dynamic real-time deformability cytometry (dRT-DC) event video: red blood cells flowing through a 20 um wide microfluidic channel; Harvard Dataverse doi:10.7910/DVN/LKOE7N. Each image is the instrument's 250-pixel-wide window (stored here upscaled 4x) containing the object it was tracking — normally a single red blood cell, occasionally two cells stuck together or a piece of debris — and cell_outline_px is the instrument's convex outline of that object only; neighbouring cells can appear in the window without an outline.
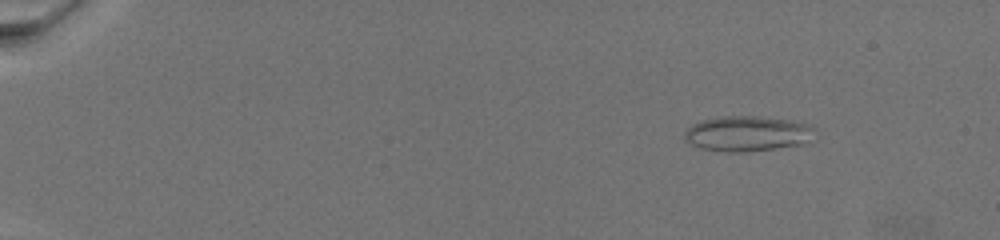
{"species": "common noctule bat (a hibernating species)", "species_latin": "Nyctalus noctula", "temperature_condition": "warm", "stored_images_in_passage": 45, "camera_frame_rate_fps": 3000, "um_per_image_px": 0.085, "animal": {"sex": "female", "body_mass_g": 19.5, "forearm_length_mm": 54.1}, "frame": {"image": 1, "passage_image": 9, "time_ms": 3.0, "image_size_px": [1000, 240], "cell_outline_px": [[816, 128], [812, 144], [744, 152], [724, 152], [700, 148], [684, 140], [684, 132], [692, 124], [700, 120], [720, 116], [756, 116], [792, 120], [812, 124]], "centroid_in_image_um": [63.62, 11.36], "position_along_channel_um": 21.4, "area_um2": 27.63}}
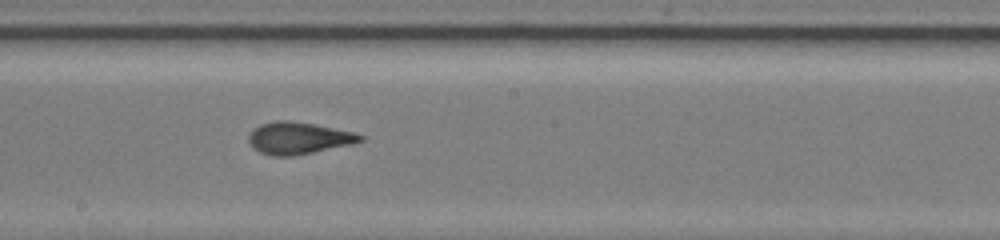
{"frame": {"image": 2, "passage_image": 35, "time_ms": 14.333, "image_size_px": [1000, 240], "cell_outline_px": [[364, 140], [352, 144], [292, 156], [272, 156], [260, 152], [252, 148], [248, 140], [248, 136], [260, 124], [276, 120], [288, 120], [312, 124], [352, 132], [364, 136]], "centroid_in_image_um": [25.34, 11.74], "position_along_channel_um": 222.9, "area_um2": 20.52}}
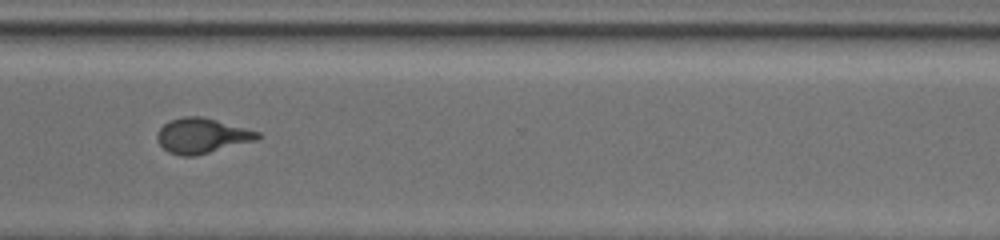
{"frame": {"image": 3, "passage_image": 44, "time_ms": 18.667, "image_size_px": [1000, 240], "cell_outline_px": [[260, 136], [256, 140], [196, 156], [180, 156], [168, 152], [156, 140], [156, 132], [168, 120], [184, 116], [204, 116], [260, 132]], "centroid_in_image_um": [17.13, 11.53], "position_along_channel_um": 353.5, "area_um2": 20.69}}